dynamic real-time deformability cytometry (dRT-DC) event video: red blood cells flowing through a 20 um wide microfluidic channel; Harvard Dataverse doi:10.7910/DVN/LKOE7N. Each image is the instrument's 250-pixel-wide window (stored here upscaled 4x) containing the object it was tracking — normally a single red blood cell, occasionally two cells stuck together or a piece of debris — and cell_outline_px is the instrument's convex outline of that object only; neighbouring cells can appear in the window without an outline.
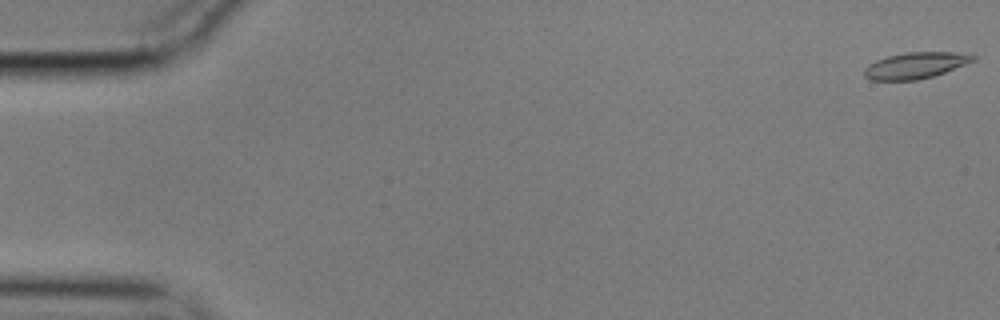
{"species": "common noctule bat (a hibernating species)", "species_latin": "Nyctalus noctula", "temperature_condition": "cold", "stored_images_in_passage": 8, "camera_frame_rate_fps": 3000, "um_per_image_px": 0.085, "animal": {"sex": "male", "body_mass_g": 17.9}, "frame": {"image": 1, "passage_image": 1, "time_ms": 0.0, "image_size_px": [1000, 320], "cell_outline_px": [[976, 60], [944, 72], [932, 76], [916, 80], [872, 80], [864, 76], [864, 68], [868, 64], [876, 60], [888, 56], [908, 52], [956, 52], [976, 56]], "centroid_in_image_um": [77.79, 5.56], "position_along_channel_um": 7.2, "area_um2": 16.47}}